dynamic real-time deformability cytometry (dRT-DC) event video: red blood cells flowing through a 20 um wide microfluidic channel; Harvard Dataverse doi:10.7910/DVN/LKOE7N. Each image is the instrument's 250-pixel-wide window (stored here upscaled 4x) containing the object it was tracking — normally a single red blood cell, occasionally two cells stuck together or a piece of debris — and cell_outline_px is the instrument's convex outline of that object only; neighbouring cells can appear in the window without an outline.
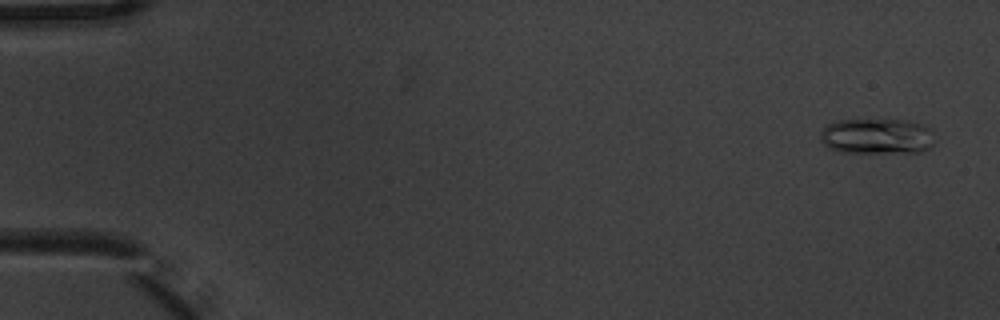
{"species": "common noctule bat (a hibernating species)", "species_latin": "Nyctalus noctula", "temperature_condition": "warm", "stored_images_in_passage": 4, "camera_frame_rate_fps": 3000, "um_per_image_px": 0.085, "animal": {"sex": "male", "body_mass_g": 20.1, "forearm_length_mm": 53.5}, "frame": {"image": 1, "passage_image": 1, "time_ms": 0.0, "image_size_px": [1000, 320], "cell_outline_px": [[932, 144], [928, 148], [920, 152], [840, 152], [824, 144], [820, 140], [820, 132], [828, 124], [840, 120], [904, 120], [920, 124], [928, 128]], "centroid_in_image_um": [74.47, 11.58], "position_along_channel_um": 10.5, "area_um2": 23.18}}